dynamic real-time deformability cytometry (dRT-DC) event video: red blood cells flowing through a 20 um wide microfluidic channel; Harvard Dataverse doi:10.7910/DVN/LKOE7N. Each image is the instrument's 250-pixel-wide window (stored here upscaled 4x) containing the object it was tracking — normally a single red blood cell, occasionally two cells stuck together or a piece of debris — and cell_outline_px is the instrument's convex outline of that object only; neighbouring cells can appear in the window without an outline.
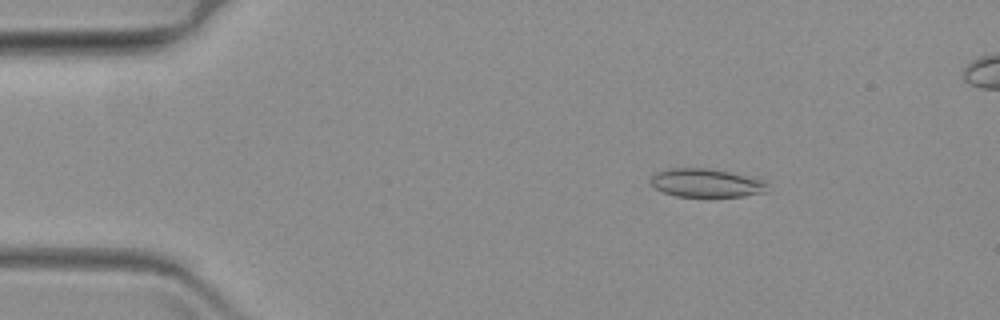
{"species": "common noctule bat (a hibernating species)", "species_latin": "Nyctalus noctula", "temperature_condition": "warm", "stored_images_in_passage": 59, "camera_frame_rate_fps": 3000, "um_per_image_px": 0.085, "animal": {"sex": "female", "body_mass_g": 19.3, "forearm_length_mm": 54.1}, "frame": {"image": 1, "passage_image": 8, "time_ms": 2.333, "image_size_px": [1000, 320], "cell_outline_px": [[764, 192], [744, 196], [676, 196], [664, 192], [656, 188], [648, 180], [656, 172], [672, 168], [708, 168], [728, 172], [764, 180]], "centroid_in_image_um": [59.95, 15.54], "position_along_channel_um": 25.0, "area_um2": 18.9}}
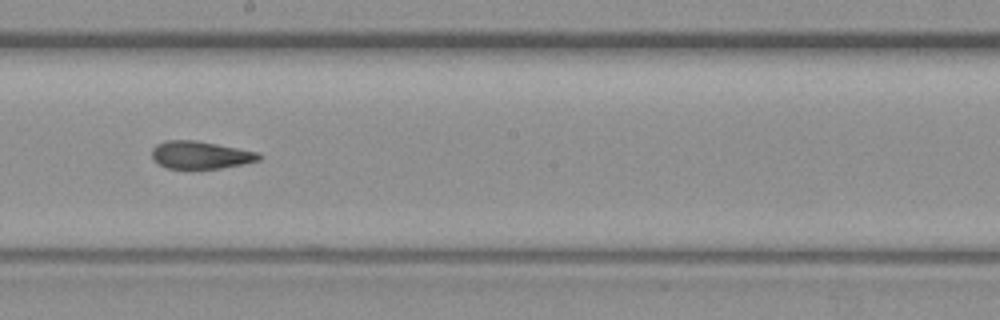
{"frame": {"image": 2, "passage_image": 33, "time_ms": 10.667, "image_size_px": [1000, 320], "cell_outline_px": [[264, 156], [260, 160], [244, 164], [220, 168], [168, 168], [152, 160], [152, 148], [156, 144], [168, 140], [196, 140], [260, 152]], "centroid_in_image_um": [17.08, 13.16], "position_along_channel_um": 231.1, "area_um2": 17.34}}
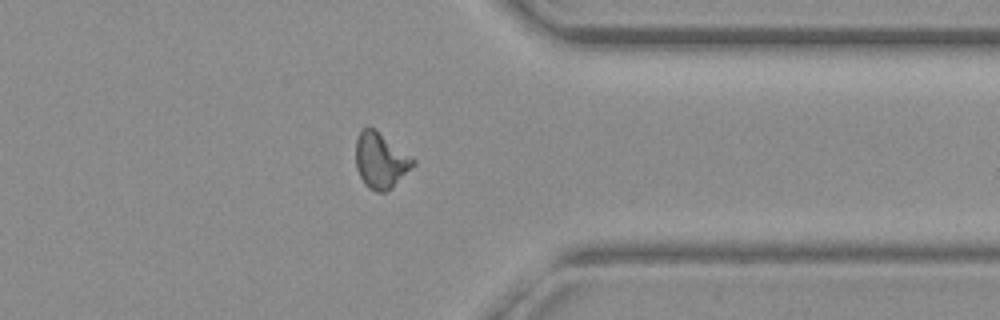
{"frame": {"image": 3, "passage_image": 47, "time_ms": 15.333, "image_size_px": [1000, 320], "cell_outline_px": [[416, 164], [392, 188], [384, 192], [376, 192], [368, 188], [364, 184], [356, 168], [356, 140], [360, 132], [364, 128], [376, 128], [416, 160]], "centroid_in_image_um": [32.37, 13.65], "position_along_channel_um": 379.0, "area_um2": 18.73}}